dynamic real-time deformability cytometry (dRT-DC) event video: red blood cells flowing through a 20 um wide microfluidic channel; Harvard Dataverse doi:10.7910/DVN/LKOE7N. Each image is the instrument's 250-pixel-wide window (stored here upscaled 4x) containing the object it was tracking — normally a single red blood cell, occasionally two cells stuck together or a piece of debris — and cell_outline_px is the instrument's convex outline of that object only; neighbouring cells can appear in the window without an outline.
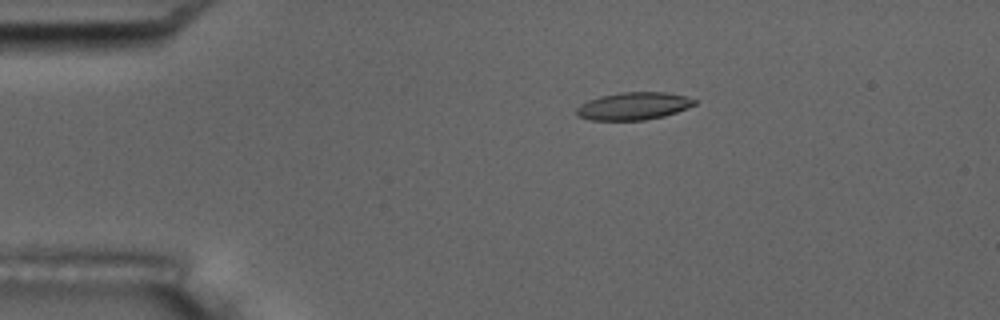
{"species": "common noctule bat (a hibernating species)", "species_latin": "Nyctalus noctula", "temperature_condition": "room temperature", "stored_images_in_passage": 5, "camera_frame_rate_fps": 3000, "um_per_image_px": 0.085, "animal": {"sex": "male", "body_mass_g": 17.5, "forearm_length_mm": 52.3}, "frame": {"image": 1, "passage_image": 3, "time_ms": 2.333, "image_size_px": [1000, 320], "cell_outline_px": [[696, 104], [688, 108], [664, 116], [644, 120], [592, 120], [576, 116], [576, 108], [580, 104], [588, 100], [600, 96], [620, 92], [664, 92], [684, 96], [696, 100]], "centroid_in_image_um": [53.82, 9.01], "position_along_channel_um": 31.2, "area_um2": 18.96}}